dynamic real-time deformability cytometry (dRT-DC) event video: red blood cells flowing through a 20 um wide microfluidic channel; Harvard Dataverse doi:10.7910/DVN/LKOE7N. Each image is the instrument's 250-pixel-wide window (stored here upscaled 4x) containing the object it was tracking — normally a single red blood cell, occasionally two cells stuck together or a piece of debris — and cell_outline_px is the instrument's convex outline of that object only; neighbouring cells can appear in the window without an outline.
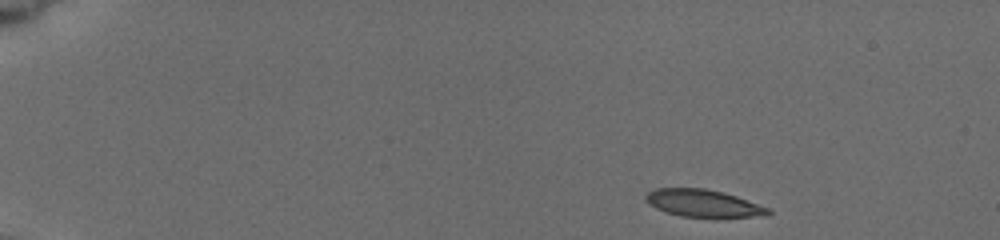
{"species": "common noctule bat (a hibernating species)", "species_latin": "Nyctalus noctula", "temperature_condition": "cold", "stored_images_in_passage": 6, "camera_frame_rate_fps": 3000, "um_per_image_px": 0.085, "animal": {"sex": "female", "body_mass_g": 19.5, "forearm_length_mm": 54.1}, "frame": {"image": 1, "passage_image": 1, "time_ms": 0.0, "image_size_px": [1000, 240], "cell_outline_px": [[772, 212], [764, 216], [680, 216], [664, 212], [648, 204], [644, 200], [644, 196], [648, 192], [656, 188], [704, 188], [736, 196], [772, 208]], "centroid_in_image_um": [59.74, 17.26], "position_along_channel_um": 25.3, "area_um2": 19.36}}
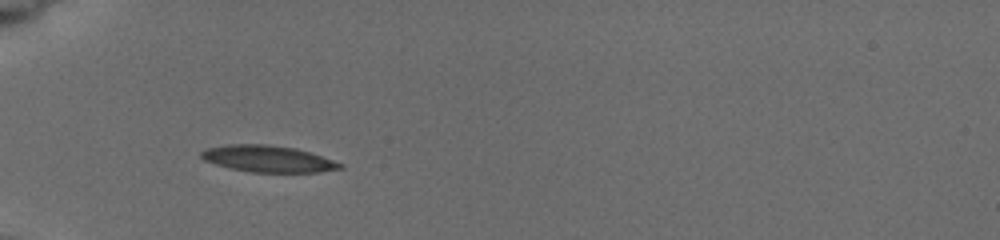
{"frame": {"image": 2, "passage_image": 5, "time_ms": 3.667, "image_size_px": [1000, 240], "cell_outline_px": [[344, 168], [320, 172], [252, 172], [228, 168], [204, 160], [200, 156], [200, 152], [208, 148], [228, 144], [264, 144], [296, 148], [344, 164]], "centroid_in_image_um": [22.77, 13.5], "position_along_channel_um": 62.2, "area_um2": 21.39}}